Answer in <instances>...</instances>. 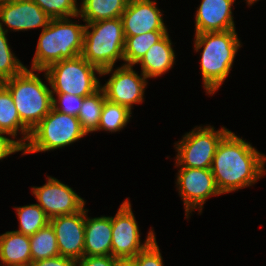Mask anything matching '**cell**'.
<instances>
[{
    "mask_svg": "<svg viewBox=\"0 0 266 266\" xmlns=\"http://www.w3.org/2000/svg\"><path fill=\"white\" fill-rule=\"evenodd\" d=\"M30 266H77V261L59 255L56 257L32 262Z\"/></svg>",
    "mask_w": 266,
    "mask_h": 266,
    "instance_id": "d6a6232c",
    "label": "cell"
},
{
    "mask_svg": "<svg viewBox=\"0 0 266 266\" xmlns=\"http://www.w3.org/2000/svg\"><path fill=\"white\" fill-rule=\"evenodd\" d=\"M125 35L121 18L86 23L81 56L100 70L123 60Z\"/></svg>",
    "mask_w": 266,
    "mask_h": 266,
    "instance_id": "5b68a950",
    "label": "cell"
},
{
    "mask_svg": "<svg viewBox=\"0 0 266 266\" xmlns=\"http://www.w3.org/2000/svg\"><path fill=\"white\" fill-rule=\"evenodd\" d=\"M114 259L112 255L83 256L77 261V266H113Z\"/></svg>",
    "mask_w": 266,
    "mask_h": 266,
    "instance_id": "1f68e13d",
    "label": "cell"
},
{
    "mask_svg": "<svg viewBox=\"0 0 266 266\" xmlns=\"http://www.w3.org/2000/svg\"><path fill=\"white\" fill-rule=\"evenodd\" d=\"M85 209L84 256L111 255L112 216L90 218Z\"/></svg>",
    "mask_w": 266,
    "mask_h": 266,
    "instance_id": "e0dca14e",
    "label": "cell"
},
{
    "mask_svg": "<svg viewBox=\"0 0 266 266\" xmlns=\"http://www.w3.org/2000/svg\"><path fill=\"white\" fill-rule=\"evenodd\" d=\"M134 258L137 266H164L156 238Z\"/></svg>",
    "mask_w": 266,
    "mask_h": 266,
    "instance_id": "f546056e",
    "label": "cell"
},
{
    "mask_svg": "<svg viewBox=\"0 0 266 266\" xmlns=\"http://www.w3.org/2000/svg\"><path fill=\"white\" fill-rule=\"evenodd\" d=\"M52 18L32 0H13L0 5V29L13 31L46 28ZM5 25H4V24Z\"/></svg>",
    "mask_w": 266,
    "mask_h": 266,
    "instance_id": "9a60e30c",
    "label": "cell"
},
{
    "mask_svg": "<svg viewBox=\"0 0 266 266\" xmlns=\"http://www.w3.org/2000/svg\"><path fill=\"white\" fill-rule=\"evenodd\" d=\"M245 1H247L246 3H248V6H251L252 4H254L258 0H245Z\"/></svg>",
    "mask_w": 266,
    "mask_h": 266,
    "instance_id": "e575fe53",
    "label": "cell"
},
{
    "mask_svg": "<svg viewBox=\"0 0 266 266\" xmlns=\"http://www.w3.org/2000/svg\"><path fill=\"white\" fill-rule=\"evenodd\" d=\"M266 156L229 131L218 144L211 171L221 194L255 184L265 173Z\"/></svg>",
    "mask_w": 266,
    "mask_h": 266,
    "instance_id": "6da1fadb",
    "label": "cell"
},
{
    "mask_svg": "<svg viewBox=\"0 0 266 266\" xmlns=\"http://www.w3.org/2000/svg\"><path fill=\"white\" fill-rule=\"evenodd\" d=\"M212 126L196 127L175 143L176 166L188 168H211L218 144L230 131L225 127L214 130Z\"/></svg>",
    "mask_w": 266,
    "mask_h": 266,
    "instance_id": "ba28073f",
    "label": "cell"
},
{
    "mask_svg": "<svg viewBox=\"0 0 266 266\" xmlns=\"http://www.w3.org/2000/svg\"><path fill=\"white\" fill-rule=\"evenodd\" d=\"M168 31H150L135 36H125L123 53L124 65H135L145 55L148 49L160 41Z\"/></svg>",
    "mask_w": 266,
    "mask_h": 266,
    "instance_id": "7402d4cb",
    "label": "cell"
},
{
    "mask_svg": "<svg viewBox=\"0 0 266 266\" xmlns=\"http://www.w3.org/2000/svg\"><path fill=\"white\" fill-rule=\"evenodd\" d=\"M9 29H0V83L20 74L26 66L13 54L6 36Z\"/></svg>",
    "mask_w": 266,
    "mask_h": 266,
    "instance_id": "4316f807",
    "label": "cell"
},
{
    "mask_svg": "<svg viewBox=\"0 0 266 266\" xmlns=\"http://www.w3.org/2000/svg\"><path fill=\"white\" fill-rule=\"evenodd\" d=\"M85 135L87 134L76 116L61 113L52 107L51 111L31 130L22 154L62 148Z\"/></svg>",
    "mask_w": 266,
    "mask_h": 266,
    "instance_id": "8992f818",
    "label": "cell"
},
{
    "mask_svg": "<svg viewBox=\"0 0 266 266\" xmlns=\"http://www.w3.org/2000/svg\"><path fill=\"white\" fill-rule=\"evenodd\" d=\"M10 1H13V0H0V5H1V4H4V3H8V2H10Z\"/></svg>",
    "mask_w": 266,
    "mask_h": 266,
    "instance_id": "d590c367",
    "label": "cell"
},
{
    "mask_svg": "<svg viewBox=\"0 0 266 266\" xmlns=\"http://www.w3.org/2000/svg\"><path fill=\"white\" fill-rule=\"evenodd\" d=\"M113 266H137L135 258H115Z\"/></svg>",
    "mask_w": 266,
    "mask_h": 266,
    "instance_id": "836d02e7",
    "label": "cell"
},
{
    "mask_svg": "<svg viewBox=\"0 0 266 266\" xmlns=\"http://www.w3.org/2000/svg\"><path fill=\"white\" fill-rule=\"evenodd\" d=\"M54 94L58 96L57 99ZM52 95V105L55 110L64 114L78 116L84 97L67 93H52Z\"/></svg>",
    "mask_w": 266,
    "mask_h": 266,
    "instance_id": "f1b7e54d",
    "label": "cell"
},
{
    "mask_svg": "<svg viewBox=\"0 0 266 266\" xmlns=\"http://www.w3.org/2000/svg\"><path fill=\"white\" fill-rule=\"evenodd\" d=\"M129 0H82L78 18L86 23L121 17Z\"/></svg>",
    "mask_w": 266,
    "mask_h": 266,
    "instance_id": "44dd1931",
    "label": "cell"
},
{
    "mask_svg": "<svg viewBox=\"0 0 266 266\" xmlns=\"http://www.w3.org/2000/svg\"><path fill=\"white\" fill-rule=\"evenodd\" d=\"M0 261V266H30L32 256L29 236L16 231L0 235Z\"/></svg>",
    "mask_w": 266,
    "mask_h": 266,
    "instance_id": "d6986e66",
    "label": "cell"
},
{
    "mask_svg": "<svg viewBox=\"0 0 266 266\" xmlns=\"http://www.w3.org/2000/svg\"><path fill=\"white\" fill-rule=\"evenodd\" d=\"M242 47L236 29L223 32L195 34L194 49L201 53V75L208 95L218 90L233 66L238 49Z\"/></svg>",
    "mask_w": 266,
    "mask_h": 266,
    "instance_id": "7a4b0ae2",
    "label": "cell"
},
{
    "mask_svg": "<svg viewBox=\"0 0 266 266\" xmlns=\"http://www.w3.org/2000/svg\"><path fill=\"white\" fill-rule=\"evenodd\" d=\"M105 100V94L101 88L94 94L83 98L77 118L86 134L98 129Z\"/></svg>",
    "mask_w": 266,
    "mask_h": 266,
    "instance_id": "603a6c76",
    "label": "cell"
},
{
    "mask_svg": "<svg viewBox=\"0 0 266 266\" xmlns=\"http://www.w3.org/2000/svg\"><path fill=\"white\" fill-rule=\"evenodd\" d=\"M32 262L59 256L56 235L50 224L29 236Z\"/></svg>",
    "mask_w": 266,
    "mask_h": 266,
    "instance_id": "cb8c5ba5",
    "label": "cell"
},
{
    "mask_svg": "<svg viewBox=\"0 0 266 266\" xmlns=\"http://www.w3.org/2000/svg\"><path fill=\"white\" fill-rule=\"evenodd\" d=\"M95 71L100 76L101 70L79 55L48 66L44 70V76L46 82L51 86L52 93H67L87 97L101 87Z\"/></svg>",
    "mask_w": 266,
    "mask_h": 266,
    "instance_id": "52a82bcc",
    "label": "cell"
},
{
    "mask_svg": "<svg viewBox=\"0 0 266 266\" xmlns=\"http://www.w3.org/2000/svg\"><path fill=\"white\" fill-rule=\"evenodd\" d=\"M175 52L167 33L160 41L153 44L137 64L146 78H156L173 68Z\"/></svg>",
    "mask_w": 266,
    "mask_h": 266,
    "instance_id": "ac0fdd59",
    "label": "cell"
},
{
    "mask_svg": "<svg viewBox=\"0 0 266 266\" xmlns=\"http://www.w3.org/2000/svg\"><path fill=\"white\" fill-rule=\"evenodd\" d=\"M15 210L19 221V229L16 230L18 233L32 236L50 222V218L38 204L15 207Z\"/></svg>",
    "mask_w": 266,
    "mask_h": 266,
    "instance_id": "d4e9b609",
    "label": "cell"
},
{
    "mask_svg": "<svg viewBox=\"0 0 266 266\" xmlns=\"http://www.w3.org/2000/svg\"><path fill=\"white\" fill-rule=\"evenodd\" d=\"M7 133L0 131V160L8 157L9 155L23 151V148L17 143V140H13L4 135Z\"/></svg>",
    "mask_w": 266,
    "mask_h": 266,
    "instance_id": "4dcf8cb0",
    "label": "cell"
},
{
    "mask_svg": "<svg viewBox=\"0 0 266 266\" xmlns=\"http://www.w3.org/2000/svg\"><path fill=\"white\" fill-rule=\"evenodd\" d=\"M31 69L43 72L53 63L72 59L82 54L85 24L68 18L51 19L41 30Z\"/></svg>",
    "mask_w": 266,
    "mask_h": 266,
    "instance_id": "3957f363",
    "label": "cell"
},
{
    "mask_svg": "<svg viewBox=\"0 0 266 266\" xmlns=\"http://www.w3.org/2000/svg\"><path fill=\"white\" fill-rule=\"evenodd\" d=\"M34 1L49 17L68 18L77 17L79 8L77 0H32Z\"/></svg>",
    "mask_w": 266,
    "mask_h": 266,
    "instance_id": "83f0119b",
    "label": "cell"
},
{
    "mask_svg": "<svg viewBox=\"0 0 266 266\" xmlns=\"http://www.w3.org/2000/svg\"><path fill=\"white\" fill-rule=\"evenodd\" d=\"M131 114L132 111L127 107L105 100L96 131L105 130L111 133L120 131L129 122Z\"/></svg>",
    "mask_w": 266,
    "mask_h": 266,
    "instance_id": "484cf974",
    "label": "cell"
},
{
    "mask_svg": "<svg viewBox=\"0 0 266 266\" xmlns=\"http://www.w3.org/2000/svg\"><path fill=\"white\" fill-rule=\"evenodd\" d=\"M154 0H129L121 18L125 36H135L150 31H167L163 14Z\"/></svg>",
    "mask_w": 266,
    "mask_h": 266,
    "instance_id": "5bb4252c",
    "label": "cell"
},
{
    "mask_svg": "<svg viewBox=\"0 0 266 266\" xmlns=\"http://www.w3.org/2000/svg\"><path fill=\"white\" fill-rule=\"evenodd\" d=\"M60 256L78 261L84 256L85 209L50 218Z\"/></svg>",
    "mask_w": 266,
    "mask_h": 266,
    "instance_id": "4fadbf2b",
    "label": "cell"
},
{
    "mask_svg": "<svg viewBox=\"0 0 266 266\" xmlns=\"http://www.w3.org/2000/svg\"><path fill=\"white\" fill-rule=\"evenodd\" d=\"M140 237L139 227L127 198L112 217L111 255L115 258H134L156 238L153 230L148 232L142 244Z\"/></svg>",
    "mask_w": 266,
    "mask_h": 266,
    "instance_id": "9c48e42d",
    "label": "cell"
},
{
    "mask_svg": "<svg viewBox=\"0 0 266 266\" xmlns=\"http://www.w3.org/2000/svg\"><path fill=\"white\" fill-rule=\"evenodd\" d=\"M113 71V72H112ZM112 74L104 86L100 88L104 91L106 100L123 105L130 111L133 104H140L144 101V91L147 86V78L141 72V76L133 70V65H124L101 70L102 75Z\"/></svg>",
    "mask_w": 266,
    "mask_h": 266,
    "instance_id": "30bf717a",
    "label": "cell"
},
{
    "mask_svg": "<svg viewBox=\"0 0 266 266\" xmlns=\"http://www.w3.org/2000/svg\"><path fill=\"white\" fill-rule=\"evenodd\" d=\"M177 167H180L176 180L177 190L184 203L185 217L188 219L189 214L195 209H199V213L202 212L203 205L209 197L221 195V192L210 168Z\"/></svg>",
    "mask_w": 266,
    "mask_h": 266,
    "instance_id": "8fae6325",
    "label": "cell"
},
{
    "mask_svg": "<svg viewBox=\"0 0 266 266\" xmlns=\"http://www.w3.org/2000/svg\"><path fill=\"white\" fill-rule=\"evenodd\" d=\"M43 186L32 187V193L49 218L74 214L85 207V201L73 189L58 179L48 176Z\"/></svg>",
    "mask_w": 266,
    "mask_h": 266,
    "instance_id": "7c38bea8",
    "label": "cell"
},
{
    "mask_svg": "<svg viewBox=\"0 0 266 266\" xmlns=\"http://www.w3.org/2000/svg\"><path fill=\"white\" fill-rule=\"evenodd\" d=\"M234 3L235 0H202L195 14V34L235 29Z\"/></svg>",
    "mask_w": 266,
    "mask_h": 266,
    "instance_id": "2e32d148",
    "label": "cell"
},
{
    "mask_svg": "<svg viewBox=\"0 0 266 266\" xmlns=\"http://www.w3.org/2000/svg\"><path fill=\"white\" fill-rule=\"evenodd\" d=\"M0 131L7 133L13 139H17V133L20 131L23 136L17 140V143L23 148L28 142L30 130L21 122L18 110L14 104L9 90L0 83Z\"/></svg>",
    "mask_w": 266,
    "mask_h": 266,
    "instance_id": "ffe728a7",
    "label": "cell"
},
{
    "mask_svg": "<svg viewBox=\"0 0 266 266\" xmlns=\"http://www.w3.org/2000/svg\"><path fill=\"white\" fill-rule=\"evenodd\" d=\"M35 70L25 68L2 84L12 95L21 122L31 131L52 109L51 89Z\"/></svg>",
    "mask_w": 266,
    "mask_h": 266,
    "instance_id": "277c9868",
    "label": "cell"
}]
</instances>
